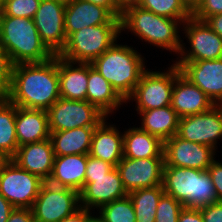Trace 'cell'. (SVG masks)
<instances>
[{"mask_svg":"<svg viewBox=\"0 0 222 222\" xmlns=\"http://www.w3.org/2000/svg\"><path fill=\"white\" fill-rule=\"evenodd\" d=\"M4 96L17 107L47 111L60 98L58 55L43 63L14 65Z\"/></svg>","mask_w":222,"mask_h":222,"instance_id":"1","label":"cell"},{"mask_svg":"<svg viewBox=\"0 0 222 222\" xmlns=\"http://www.w3.org/2000/svg\"><path fill=\"white\" fill-rule=\"evenodd\" d=\"M0 45L14 65L43 63L54 56L42 43L31 18L0 16Z\"/></svg>","mask_w":222,"mask_h":222,"instance_id":"2","label":"cell"},{"mask_svg":"<svg viewBox=\"0 0 222 222\" xmlns=\"http://www.w3.org/2000/svg\"><path fill=\"white\" fill-rule=\"evenodd\" d=\"M141 56L133 48L115 42L90 64L126 101L146 71Z\"/></svg>","mask_w":222,"mask_h":222,"instance_id":"3","label":"cell"},{"mask_svg":"<svg viewBox=\"0 0 222 222\" xmlns=\"http://www.w3.org/2000/svg\"><path fill=\"white\" fill-rule=\"evenodd\" d=\"M178 23L182 24L177 19L156 15L137 4L123 8L121 16V30L128 29L145 42L179 54L182 40L178 35Z\"/></svg>","mask_w":222,"mask_h":222,"instance_id":"4","label":"cell"},{"mask_svg":"<svg viewBox=\"0 0 222 222\" xmlns=\"http://www.w3.org/2000/svg\"><path fill=\"white\" fill-rule=\"evenodd\" d=\"M162 185L185 208L199 209L218 201L208 170L164 166Z\"/></svg>","mask_w":222,"mask_h":222,"instance_id":"5","label":"cell"},{"mask_svg":"<svg viewBox=\"0 0 222 222\" xmlns=\"http://www.w3.org/2000/svg\"><path fill=\"white\" fill-rule=\"evenodd\" d=\"M121 31V24L84 27L67 38L58 56L74 63H91L116 42Z\"/></svg>","mask_w":222,"mask_h":222,"instance_id":"6","label":"cell"},{"mask_svg":"<svg viewBox=\"0 0 222 222\" xmlns=\"http://www.w3.org/2000/svg\"><path fill=\"white\" fill-rule=\"evenodd\" d=\"M180 72V68L175 64H172L167 72L146 70L126 101H136L137 111H148L171 105L174 81Z\"/></svg>","mask_w":222,"mask_h":222,"instance_id":"7","label":"cell"},{"mask_svg":"<svg viewBox=\"0 0 222 222\" xmlns=\"http://www.w3.org/2000/svg\"><path fill=\"white\" fill-rule=\"evenodd\" d=\"M44 182L9 159L0 172V194L14 208L31 209Z\"/></svg>","mask_w":222,"mask_h":222,"instance_id":"8","label":"cell"},{"mask_svg":"<svg viewBox=\"0 0 222 222\" xmlns=\"http://www.w3.org/2000/svg\"><path fill=\"white\" fill-rule=\"evenodd\" d=\"M79 203V192L54 186L46 181L42 184L31 210L35 222H60L78 210L81 207Z\"/></svg>","mask_w":222,"mask_h":222,"instance_id":"9","label":"cell"},{"mask_svg":"<svg viewBox=\"0 0 222 222\" xmlns=\"http://www.w3.org/2000/svg\"><path fill=\"white\" fill-rule=\"evenodd\" d=\"M47 115L50 132L98 126L107 118L86 100H69L61 97L47 110Z\"/></svg>","mask_w":222,"mask_h":222,"instance_id":"10","label":"cell"},{"mask_svg":"<svg viewBox=\"0 0 222 222\" xmlns=\"http://www.w3.org/2000/svg\"><path fill=\"white\" fill-rule=\"evenodd\" d=\"M66 4L58 0H41L33 18L42 43L55 56L65 47Z\"/></svg>","mask_w":222,"mask_h":222,"instance_id":"11","label":"cell"},{"mask_svg":"<svg viewBox=\"0 0 222 222\" xmlns=\"http://www.w3.org/2000/svg\"><path fill=\"white\" fill-rule=\"evenodd\" d=\"M176 135L183 140L215 149L217 140L222 138V105H214L203 113L181 117Z\"/></svg>","mask_w":222,"mask_h":222,"instance_id":"12","label":"cell"},{"mask_svg":"<svg viewBox=\"0 0 222 222\" xmlns=\"http://www.w3.org/2000/svg\"><path fill=\"white\" fill-rule=\"evenodd\" d=\"M184 33L189 39L191 49L185 52L182 45L181 58L176 62H192L200 60H216L222 58V38L204 21L193 17L183 22ZM186 25V26H185Z\"/></svg>","mask_w":222,"mask_h":222,"instance_id":"13","label":"cell"},{"mask_svg":"<svg viewBox=\"0 0 222 222\" xmlns=\"http://www.w3.org/2000/svg\"><path fill=\"white\" fill-rule=\"evenodd\" d=\"M164 157L131 159L123 157L117 164L127 193L137 189L152 188L163 183Z\"/></svg>","mask_w":222,"mask_h":222,"instance_id":"14","label":"cell"},{"mask_svg":"<svg viewBox=\"0 0 222 222\" xmlns=\"http://www.w3.org/2000/svg\"><path fill=\"white\" fill-rule=\"evenodd\" d=\"M215 150L210 146L186 141L174 135L164 141V166L207 170L215 160Z\"/></svg>","mask_w":222,"mask_h":222,"instance_id":"15","label":"cell"},{"mask_svg":"<svg viewBox=\"0 0 222 222\" xmlns=\"http://www.w3.org/2000/svg\"><path fill=\"white\" fill-rule=\"evenodd\" d=\"M79 196L80 206L91 210L92 207L100 208L107 203L122 199L128 196V193L118 169L114 167L105 176L85 177V184Z\"/></svg>","mask_w":222,"mask_h":222,"instance_id":"16","label":"cell"},{"mask_svg":"<svg viewBox=\"0 0 222 222\" xmlns=\"http://www.w3.org/2000/svg\"><path fill=\"white\" fill-rule=\"evenodd\" d=\"M215 105H222V58L174 63Z\"/></svg>","mask_w":222,"mask_h":222,"instance_id":"17","label":"cell"},{"mask_svg":"<svg viewBox=\"0 0 222 222\" xmlns=\"http://www.w3.org/2000/svg\"><path fill=\"white\" fill-rule=\"evenodd\" d=\"M65 33L67 38L84 27L102 24H121L106 8L83 0H70L65 7Z\"/></svg>","mask_w":222,"mask_h":222,"instance_id":"18","label":"cell"},{"mask_svg":"<svg viewBox=\"0 0 222 222\" xmlns=\"http://www.w3.org/2000/svg\"><path fill=\"white\" fill-rule=\"evenodd\" d=\"M55 154L51 139L24 144L11 158L22 169L39 176L45 182L51 176Z\"/></svg>","mask_w":222,"mask_h":222,"instance_id":"19","label":"cell"},{"mask_svg":"<svg viewBox=\"0 0 222 222\" xmlns=\"http://www.w3.org/2000/svg\"><path fill=\"white\" fill-rule=\"evenodd\" d=\"M214 105L213 101L181 72L176 76L171 107L180 118L206 112Z\"/></svg>","mask_w":222,"mask_h":222,"instance_id":"20","label":"cell"},{"mask_svg":"<svg viewBox=\"0 0 222 222\" xmlns=\"http://www.w3.org/2000/svg\"><path fill=\"white\" fill-rule=\"evenodd\" d=\"M87 154L55 156L48 183L80 192L85 184Z\"/></svg>","mask_w":222,"mask_h":222,"instance_id":"21","label":"cell"},{"mask_svg":"<svg viewBox=\"0 0 222 222\" xmlns=\"http://www.w3.org/2000/svg\"><path fill=\"white\" fill-rule=\"evenodd\" d=\"M15 130L18 146L49 139L47 111L16 106Z\"/></svg>","mask_w":222,"mask_h":222,"instance_id":"22","label":"cell"},{"mask_svg":"<svg viewBox=\"0 0 222 222\" xmlns=\"http://www.w3.org/2000/svg\"><path fill=\"white\" fill-rule=\"evenodd\" d=\"M105 120L94 130L88 155L116 167L123 158V134L113 125H106Z\"/></svg>","mask_w":222,"mask_h":222,"instance_id":"23","label":"cell"},{"mask_svg":"<svg viewBox=\"0 0 222 222\" xmlns=\"http://www.w3.org/2000/svg\"><path fill=\"white\" fill-rule=\"evenodd\" d=\"M68 61L58 56L60 97L69 100H86L88 63ZM74 67V68H73Z\"/></svg>","mask_w":222,"mask_h":222,"instance_id":"24","label":"cell"},{"mask_svg":"<svg viewBox=\"0 0 222 222\" xmlns=\"http://www.w3.org/2000/svg\"><path fill=\"white\" fill-rule=\"evenodd\" d=\"M86 101L96 106L106 116L126 102L90 63H88Z\"/></svg>","mask_w":222,"mask_h":222,"instance_id":"25","label":"cell"},{"mask_svg":"<svg viewBox=\"0 0 222 222\" xmlns=\"http://www.w3.org/2000/svg\"><path fill=\"white\" fill-rule=\"evenodd\" d=\"M164 142L140 128H130L123 134V157L144 159L164 157Z\"/></svg>","mask_w":222,"mask_h":222,"instance_id":"26","label":"cell"},{"mask_svg":"<svg viewBox=\"0 0 222 222\" xmlns=\"http://www.w3.org/2000/svg\"><path fill=\"white\" fill-rule=\"evenodd\" d=\"M96 127L86 126L50 132L55 156L89 154L92 136Z\"/></svg>","mask_w":222,"mask_h":222,"instance_id":"27","label":"cell"},{"mask_svg":"<svg viewBox=\"0 0 222 222\" xmlns=\"http://www.w3.org/2000/svg\"><path fill=\"white\" fill-rule=\"evenodd\" d=\"M139 114L142 115V126L139 128L160 138L163 142L178 132L180 117L171 105L139 111Z\"/></svg>","mask_w":222,"mask_h":222,"instance_id":"28","label":"cell"},{"mask_svg":"<svg viewBox=\"0 0 222 222\" xmlns=\"http://www.w3.org/2000/svg\"><path fill=\"white\" fill-rule=\"evenodd\" d=\"M16 105L5 96L0 98V151L11 159L17 149L18 140L15 130Z\"/></svg>","mask_w":222,"mask_h":222,"instance_id":"29","label":"cell"},{"mask_svg":"<svg viewBox=\"0 0 222 222\" xmlns=\"http://www.w3.org/2000/svg\"><path fill=\"white\" fill-rule=\"evenodd\" d=\"M164 193L163 185L137 189L128 193L133 203L136 222H155L156 208Z\"/></svg>","mask_w":222,"mask_h":222,"instance_id":"30","label":"cell"},{"mask_svg":"<svg viewBox=\"0 0 222 222\" xmlns=\"http://www.w3.org/2000/svg\"><path fill=\"white\" fill-rule=\"evenodd\" d=\"M137 5L156 15L177 19L181 23L192 17V13L181 0H140Z\"/></svg>","mask_w":222,"mask_h":222,"instance_id":"31","label":"cell"},{"mask_svg":"<svg viewBox=\"0 0 222 222\" xmlns=\"http://www.w3.org/2000/svg\"><path fill=\"white\" fill-rule=\"evenodd\" d=\"M103 222H136L133 203L129 196L107 203L100 208Z\"/></svg>","mask_w":222,"mask_h":222,"instance_id":"32","label":"cell"},{"mask_svg":"<svg viewBox=\"0 0 222 222\" xmlns=\"http://www.w3.org/2000/svg\"><path fill=\"white\" fill-rule=\"evenodd\" d=\"M41 0H2L0 16L33 19Z\"/></svg>","mask_w":222,"mask_h":222,"instance_id":"33","label":"cell"},{"mask_svg":"<svg viewBox=\"0 0 222 222\" xmlns=\"http://www.w3.org/2000/svg\"><path fill=\"white\" fill-rule=\"evenodd\" d=\"M183 209L182 203L164 193L156 208L155 222H177L179 214Z\"/></svg>","mask_w":222,"mask_h":222,"instance_id":"34","label":"cell"},{"mask_svg":"<svg viewBox=\"0 0 222 222\" xmlns=\"http://www.w3.org/2000/svg\"><path fill=\"white\" fill-rule=\"evenodd\" d=\"M13 66L10 56L0 45V92L3 95L10 89Z\"/></svg>","mask_w":222,"mask_h":222,"instance_id":"35","label":"cell"},{"mask_svg":"<svg viewBox=\"0 0 222 222\" xmlns=\"http://www.w3.org/2000/svg\"><path fill=\"white\" fill-rule=\"evenodd\" d=\"M222 13V0H202L192 17L204 21L207 17Z\"/></svg>","mask_w":222,"mask_h":222,"instance_id":"36","label":"cell"},{"mask_svg":"<svg viewBox=\"0 0 222 222\" xmlns=\"http://www.w3.org/2000/svg\"><path fill=\"white\" fill-rule=\"evenodd\" d=\"M113 168V165L87 154V166L85 177L105 176V174L109 173Z\"/></svg>","mask_w":222,"mask_h":222,"instance_id":"37","label":"cell"},{"mask_svg":"<svg viewBox=\"0 0 222 222\" xmlns=\"http://www.w3.org/2000/svg\"><path fill=\"white\" fill-rule=\"evenodd\" d=\"M204 222H222V201L199 208Z\"/></svg>","mask_w":222,"mask_h":222,"instance_id":"38","label":"cell"},{"mask_svg":"<svg viewBox=\"0 0 222 222\" xmlns=\"http://www.w3.org/2000/svg\"><path fill=\"white\" fill-rule=\"evenodd\" d=\"M218 201H222V163L214 160L208 167Z\"/></svg>","mask_w":222,"mask_h":222,"instance_id":"39","label":"cell"},{"mask_svg":"<svg viewBox=\"0 0 222 222\" xmlns=\"http://www.w3.org/2000/svg\"><path fill=\"white\" fill-rule=\"evenodd\" d=\"M106 8L114 17L121 18L123 9L117 0H83Z\"/></svg>","mask_w":222,"mask_h":222,"instance_id":"40","label":"cell"},{"mask_svg":"<svg viewBox=\"0 0 222 222\" xmlns=\"http://www.w3.org/2000/svg\"><path fill=\"white\" fill-rule=\"evenodd\" d=\"M7 222H35V220L31 209L14 208Z\"/></svg>","mask_w":222,"mask_h":222,"instance_id":"41","label":"cell"},{"mask_svg":"<svg viewBox=\"0 0 222 222\" xmlns=\"http://www.w3.org/2000/svg\"><path fill=\"white\" fill-rule=\"evenodd\" d=\"M177 222H204V220L200 209L184 207Z\"/></svg>","mask_w":222,"mask_h":222,"instance_id":"42","label":"cell"},{"mask_svg":"<svg viewBox=\"0 0 222 222\" xmlns=\"http://www.w3.org/2000/svg\"><path fill=\"white\" fill-rule=\"evenodd\" d=\"M92 218L93 216H91L90 210L84 207H80L78 210H76L68 217H65L60 222H90Z\"/></svg>","mask_w":222,"mask_h":222,"instance_id":"43","label":"cell"},{"mask_svg":"<svg viewBox=\"0 0 222 222\" xmlns=\"http://www.w3.org/2000/svg\"><path fill=\"white\" fill-rule=\"evenodd\" d=\"M204 22L222 38V13L207 17Z\"/></svg>","mask_w":222,"mask_h":222,"instance_id":"44","label":"cell"},{"mask_svg":"<svg viewBox=\"0 0 222 222\" xmlns=\"http://www.w3.org/2000/svg\"><path fill=\"white\" fill-rule=\"evenodd\" d=\"M13 209L12 204L0 194V222H7Z\"/></svg>","mask_w":222,"mask_h":222,"instance_id":"45","label":"cell"},{"mask_svg":"<svg viewBox=\"0 0 222 222\" xmlns=\"http://www.w3.org/2000/svg\"><path fill=\"white\" fill-rule=\"evenodd\" d=\"M181 1L191 13H193L202 2V0H181Z\"/></svg>","mask_w":222,"mask_h":222,"instance_id":"46","label":"cell"},{"mask_svg":"<svg viewBox=\"0 0 222 222\" xmlns=\"http://www.w3.org/2000/svg\"><path fill=\"white\" fill-rule=\"evenodd\" d=\"M9 160L7 156H5L1 151H0V172L4 164Z\"/></svg>","mask_w":222,"mask_h":222,"instance_id":"47","label":"cell"},{"mask_svg":"<svg viewBox=\"0 0 222 222\" xmlns=\"http://www.w3.org/2000/svg\"><path fill=\"white\" fill-rule=\"evenodd\" d=\"M140 0H124V8L128 5L138 4Z\"/></svg>","mask_w":222,"mask_h":222,"instance_id":"48","label":"cell"},{"mask_svg":"<svg viewBox=\"0 0 222 222\" xmlns=\"http://www.w3.org/2000/svg\"><path fill=\"white\" fill-rule=\"evenodd\" d=\"M90 222H103L99 217H93Z\"/></svg>","mask_w":222,"mask_h":222,"instance_id":"49","label":"cell"},{"mask_svg":"<svg viewBox=\"0 0 222 222\" xmlns=\"http://www.w3.org/2000/svg\"><path fill=\"white\" fill-rule=\"evenodd\" d=\"M119 3H120V5H121V7H122V9L124 8V0H117Z\"/></svg>","mask_w":222,"mask_h":222,"instance_id":"50","label":"cell"},{"mask_svg":"<svg viewBox=\"0 0 222 222\" xmlns=\"http://www.w3.org/2000/svg\"><path fill=\"white\" fill-rule=\"evenodd\" d=\"M58 1H61V2L65 3V4H67L70 0H58Z\"/></svg>","mask_w":222,"mask_h":222,"instance_id":"51","label":"cell"},{"mask_svg":"<svg viewBox=\"0 0 222 222\" xmlns=\"http://www.w3.org/2000/svg\"><path fill=\"white\" fill-rule=\"evenodd\" d=\"M1 10H2V0H0V13H1Z\"/></svg>","mask_w":222,"mask_h":222,"instance_id":"52","label":"cell"},{"mask_svg":"<svg viewBox=\"0 0 222 222\" xmlns=\"http://www.w3.org/2000/svg\"><path fill=\"white\" fill-rule=\"evenodd\" d=\"M4 97V95L0 92V98Z\"/></svg>","mask_w":222,"mask_h":222,"instance_id":"53","label":"cell"}]
</instances>
